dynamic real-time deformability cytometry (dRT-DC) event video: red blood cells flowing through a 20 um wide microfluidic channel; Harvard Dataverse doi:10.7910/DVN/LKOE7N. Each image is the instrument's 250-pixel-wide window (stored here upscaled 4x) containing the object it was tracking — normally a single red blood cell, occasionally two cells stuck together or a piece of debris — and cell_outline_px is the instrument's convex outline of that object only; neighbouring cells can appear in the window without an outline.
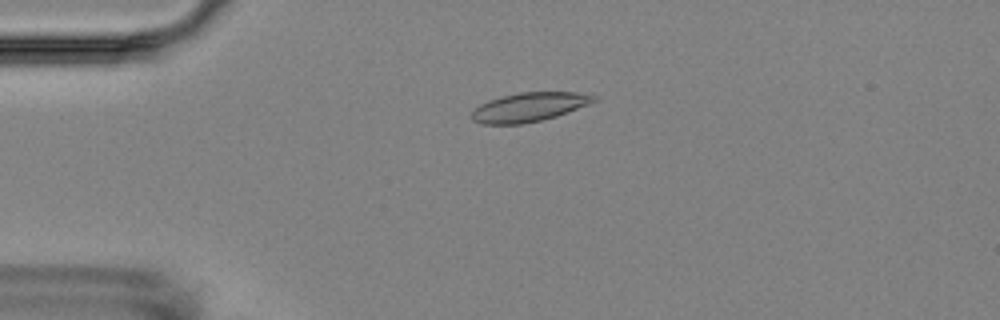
{"species": "Egyptian fruit bat (a non-hibernating species)", "species_latin": "Rousettus aegyptiacus", "temperature_condition": "room temperature", "stored_images_in_passage": 5, "camera_frame_rate_fps": 3000, "um_per_image_px": 0.085, "animal": {"sex": "female"}, "frame": {"image": 1, "passage_image": 4, "time_ms": 3.667, "image_size_px": [1000, 320], "cell_outline_px": [[596, 100], [588, 104], [556, 116], [540, 120], [520, 124], [480, 124], [472, 120], [468, 116], [480, 104], [488, 100], [500, 96], [520, 92], [576, 92], [596, 96]], "centroid_in_image_um": [44.9, 9.1], "position_along_channel_um": 40.1, "area_um2": 20.58}}